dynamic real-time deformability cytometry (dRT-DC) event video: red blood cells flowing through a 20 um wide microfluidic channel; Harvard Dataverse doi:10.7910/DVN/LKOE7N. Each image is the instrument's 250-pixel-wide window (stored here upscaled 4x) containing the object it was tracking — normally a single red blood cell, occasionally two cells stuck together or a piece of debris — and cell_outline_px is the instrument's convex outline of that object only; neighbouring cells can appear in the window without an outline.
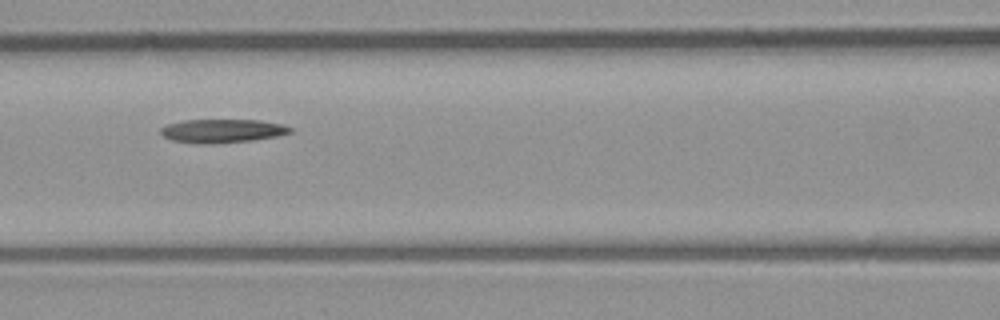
{"species": "common noctule bat (a hibernating species)", "species_latin": "Nyctalus noctula", "temperature_condition": "room temperature", "stored_images_in_passage": 10, "camera_frame_rate_fps": 3000, "um_per_image_px": 0.085, "animal": {"sex": "male", "body_mass_g": 23.1, "forearm_length_mm": 52.7}, "frame": {"image": 1, "passage_image": 7, "time_ms": 8.0, "image_size_px": [1000, 320], "cell_outline_px": [[292, 132], [276, 136], [252, 140], [212, 144], [196, 144], [172, 140], [164, 136], [160, 132], [160, 128], [168, 124], [184, 120], [260, 120], [280, 124], [292, 128]], "centroid_in_image_um": [18.86, 11.13], "position_along_channel_um": 147.7, "area_um2": 17.74}}
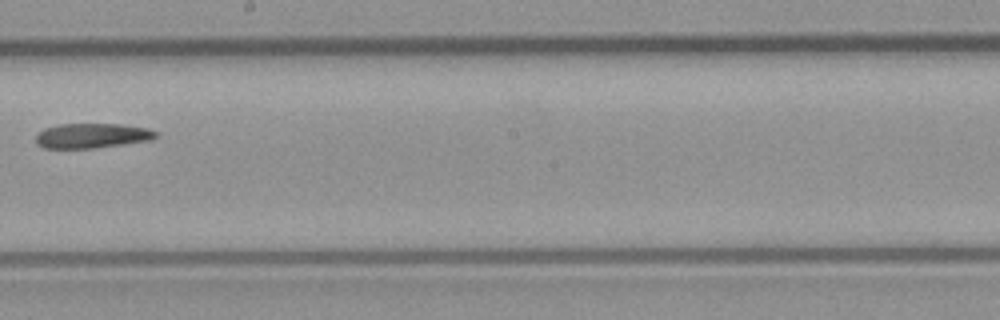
{"frame": {"image": 2, "passage_image": 9, "time_ms": 10.333, "image_size_px": [1000, 320], "cell_outline_px": [[160, 136], [152, 140], [92, 148], [44, 148], [36, 144], [36, 136], [44, 128], [60, 124], [120, 124], [148, 128], [156, 132]], "centroid_in_image_um": [7.84, 11.53], "position_along_channel_um": 240.4, "area_um2": 17.34}}
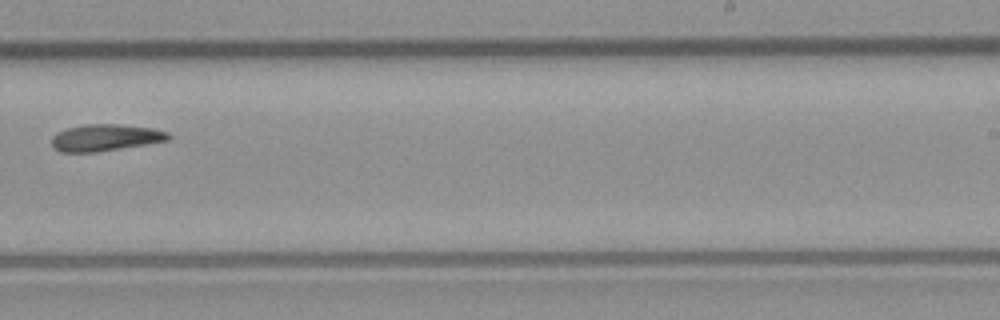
{"frame": {"image": 3, "passage_image": 10, "time_ms": 11.333, "image_size_px": [1000, 320], "cell_outline_px": [[172, 140], [96, 152], [60, 152], [52, 144], [52, 136], [56, 132], [68, 128], [84, 124], [120, 124], [152, 128], [168, 132], [172, 136]], "centroid_in_image_um": [8.99, 11.69], "position_along_channel_um": 280.0, "area_um2": 18.26}}